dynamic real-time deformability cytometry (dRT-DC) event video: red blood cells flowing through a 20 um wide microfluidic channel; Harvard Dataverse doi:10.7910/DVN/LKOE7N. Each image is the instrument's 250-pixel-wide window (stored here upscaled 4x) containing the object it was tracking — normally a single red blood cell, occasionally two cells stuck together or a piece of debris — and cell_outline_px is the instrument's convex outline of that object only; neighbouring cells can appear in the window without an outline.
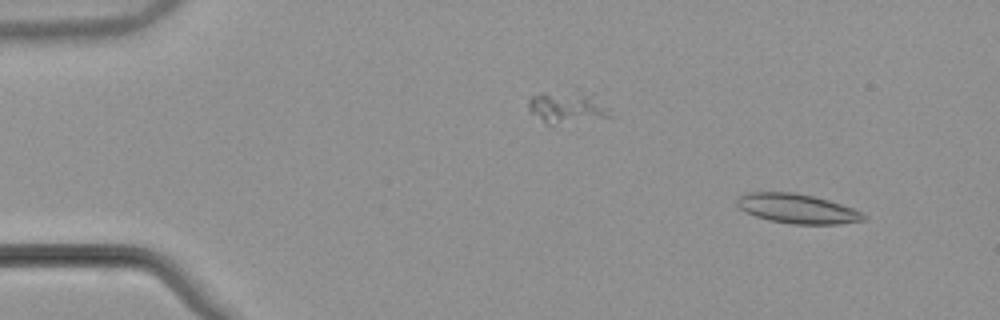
{"species": "common noctule bat (a hibernating species)", "species_latin": "Nyctalus noctula", "temperature_condition": "warm", "stored_images_in_passage": 50, "camera_frame_rate_fps": 3000, "um_per_image_px": 0.085, "animal": {"sex": "male", "body_mass_g": 21.5, "forearm_length_mm": 52.0}, "frame": {"image": 1, "passage_image": 1, "time_ms": 0.0, "image_size_px": [1000, 320], "cell_outline_px": [[868, 216], [864, 220], [840, 224], [792, 224], [768, 220], [744, 212], [736, 208], [736, 200], [744, 192], [792, 192], [812, 196], [828, 200], [852, 208]], "centroid_in_image_um": [67.7, 17.74], "position_along_channel_um": 17.3, "area_um2": 21.85}}
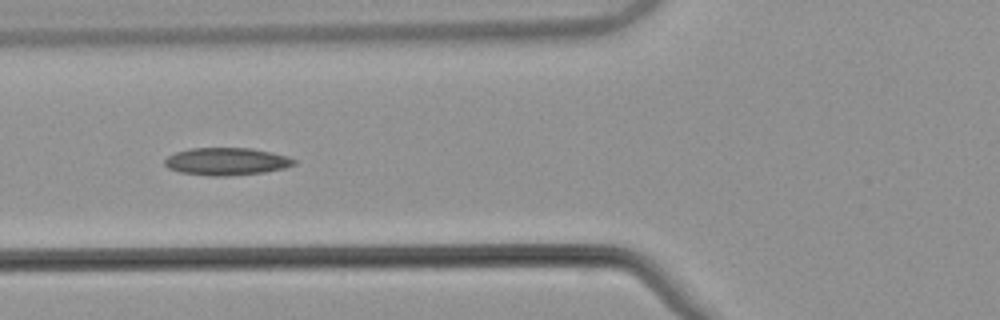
{"frame": {"image": 2, "passage_image": 17, "time_ms": 5.333, "image_size_px": [1000, 320], "cell_outline_px": [[296, 164], [284, 168], [264, 172], [228, 176], [212, 176], [180, 172], [168, 168], [164, 164], [164, 160], [168, 156], [176, 152], [192, 148], [252, 148], [272, 152], [288, 156], [296, 160]], "centroid_in_image_um": [19.27, 13.72], "position_along_channel_um": 106.5, "area_um2": 20.75}}
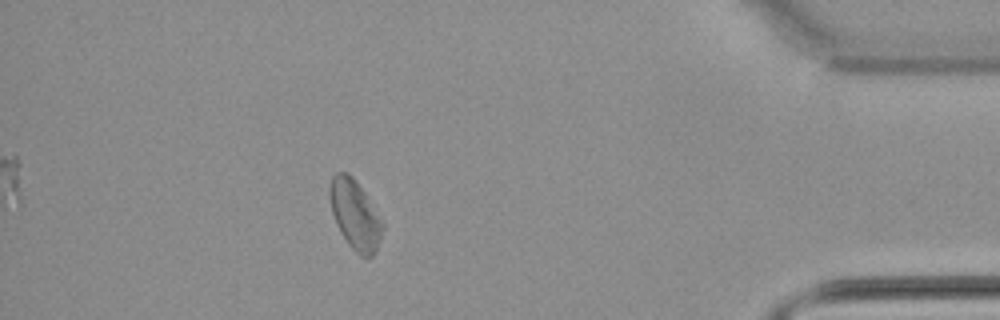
{"frame": {"image": 3, "passage_image": 44, "time_ms": 14.333, "image_size_px": [1000, 320], "cell_outline_px": [[384, 228], [380, 240], [372, 256], [360, 256], [348, 244], [340, 232], [336, 224], [332, 212], [328, 196], [328, 188], [332, 176], [336, 172], [348, 172], [356, 180], [364, 192], [384, 224]], "centroid_in_image_um": [30.15, 18.22], "position_along_channel_um": 405.1, "area_um2": 21.33}, "authors_computed_cell_mechanics": {"area_um2": 20.6057, "velocity_mm_per_s": 3.8276, "shape_relaxation_time_tau1_ms": null, "shape_relaxation_time_tau2_ms": 9.0722, "deformation_change_tau1": null, "deformation_change_tau2": 0.1797}}